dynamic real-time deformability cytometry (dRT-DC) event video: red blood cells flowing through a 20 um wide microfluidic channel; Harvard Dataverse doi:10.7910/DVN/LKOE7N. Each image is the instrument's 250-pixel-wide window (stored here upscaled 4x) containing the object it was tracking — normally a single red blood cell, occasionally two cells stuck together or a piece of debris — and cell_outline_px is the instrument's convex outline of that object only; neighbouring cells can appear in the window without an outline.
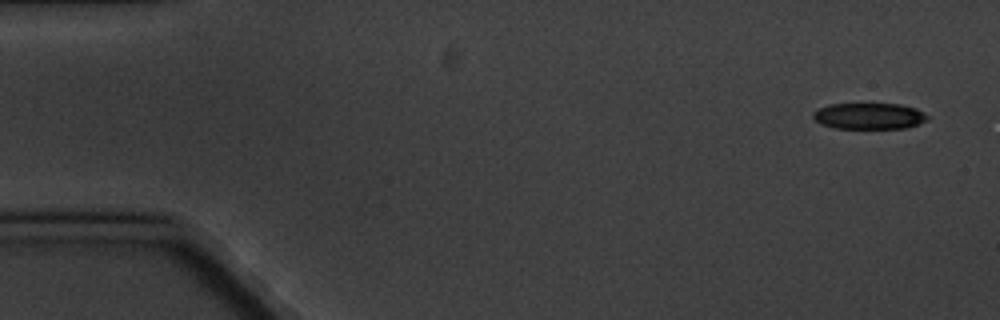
{"species": "common noctule bat (a hibernating species)", "species_latin": "Nyctalus noctula", "temperature_condition": "cold", "stored_images_in_passage": 5, "camera_frame_rate_fps": 3000, "um_per_image_px": 0.085, "animal": {"sex": "male", "body_mass_g": 20.1, "forearm_length_mm": 53.5}, "frame": {"image": 1, "passage_image": 1, "time_ms": 0.0, "image_size_px": [1000, 320], "cell_outline_px": [[928, 120], [904, 128], [832, 128], [820, 124], [812, 116], [812, 112], [828, 104], [900, 104], [916, 108], [928, 116]], "centroid_in_image_um": [73.84, 9.86], "position_along_channel_um": 11.2, "area_um2": 17.4}}
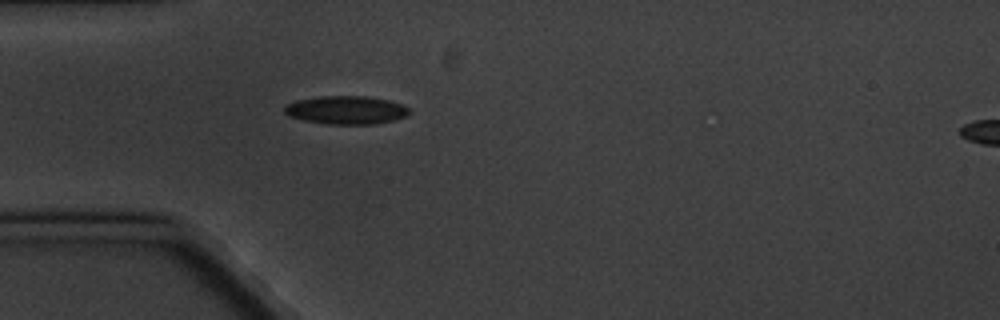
{"frame": {"image": 2, "passage_image": 5, "time_ms": 4.667, "image_size_px": [1000, 320], "cell_outline_px": [[412, 112], [408, 116], [376, 124], [324, 124], [304, 120], [288, 116], [284, 112], [284, 108], [288, 104], [296, 100], [320, 96], [368, 96], [388, 100], [400, 104], [408, 108]], "centroid_in_image_um": [29.43, 9.35], "position_along_channel_um": 55.6, "area_um2": 20.63}}